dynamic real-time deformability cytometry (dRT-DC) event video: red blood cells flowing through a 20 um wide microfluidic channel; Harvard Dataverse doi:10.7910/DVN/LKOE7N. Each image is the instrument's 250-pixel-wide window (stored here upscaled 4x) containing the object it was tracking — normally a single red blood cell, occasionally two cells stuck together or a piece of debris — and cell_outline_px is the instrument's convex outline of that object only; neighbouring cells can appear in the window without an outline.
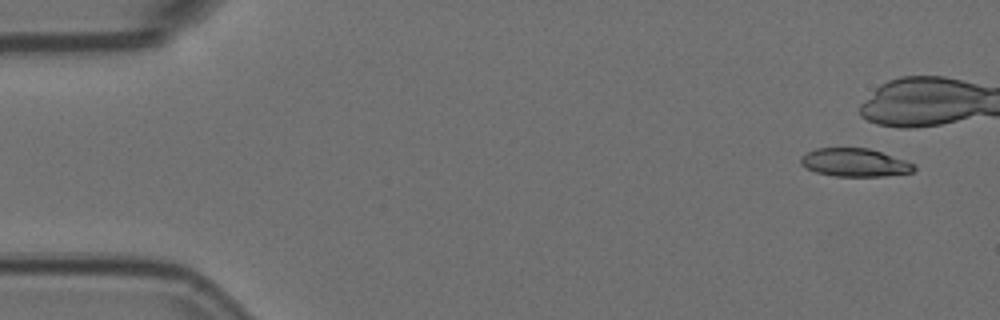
{"species": "Egyptian fruit bat (a non-hibernating species)", "species_latin": "Rousettus aegyptiacus", "temperature_condition": "room temperature", "stored_images_in_passage": 5, "camera_frame_rate_fps": 3000, "um_per_image_px": 0.085, "animal": {"sex": "female"}, "frame": {"image": 1, "passage_image": 1, "time_ms": 0.0, "image_size_px": [1000, 320], "cell_outline_px": [[916, 168], [912, 172], [884, 176], [836, 176], [816, 172], [800, 164], [800, 156], [816, 148], [868, 148], [904, 160], [912, 164]], "centroid_in_image_um": [72.61, 13.81], "position_along_channel_um": 12.4, "area_um2": 18.32}}